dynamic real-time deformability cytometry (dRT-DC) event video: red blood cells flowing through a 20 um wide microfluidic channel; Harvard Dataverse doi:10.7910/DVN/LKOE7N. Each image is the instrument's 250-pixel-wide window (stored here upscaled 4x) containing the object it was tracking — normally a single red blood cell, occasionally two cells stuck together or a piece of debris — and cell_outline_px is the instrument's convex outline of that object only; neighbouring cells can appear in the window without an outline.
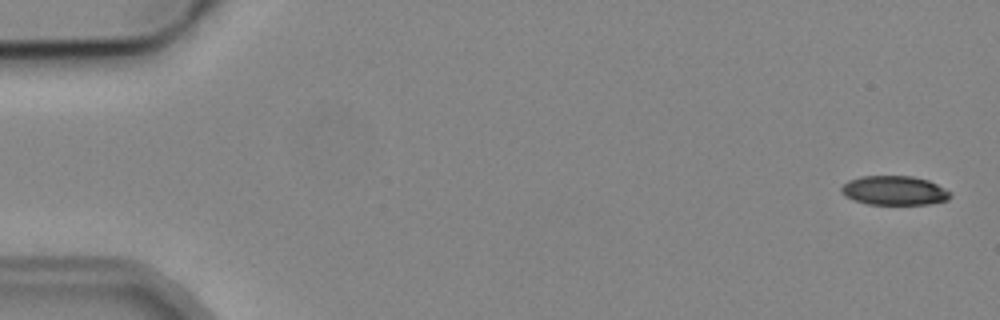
{"species": "common noctule bat (a hibernating species)", "species_latin": "Nyctalus noctula", "temperature_condition": "cold", "stored_images_in_passage": 5, "camera_frame_rate_fps": 3000, "um_per_image_px": 0.085, "animal": {"sex": "male", "body_mass_g": 19.2, "forearm_length_mm": 51.8}, "frame": {"image": 1, "passage_image": 1, "time_ms": 0.0, "image_size_px": [1000, 320], "cell_outline_px": [[948, 200], [928, 204], [868, 204], [852, 200], [844, 196], [840, 192], [840, 188], [848, 180], [860, 176], [912, 176], [928, 180], [944, 188], [948, 192]], "centroid_in_image_um": [75.94, 16.19], "position_along_channel_um": 9.1, "area_um2": 18.5}}